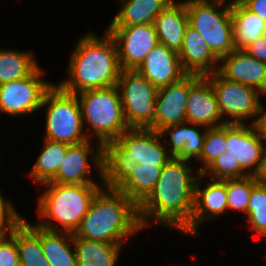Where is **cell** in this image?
Listing matches in <instances>:
<instances>
[{
    "instance_id": "cell-1",
    "label": "cell",
    "mask_w": 266,
    "mask_h": 266,
    "mask_svg": "<svg viewBox=\"0 0 266 266\" xmlns=\"http://www.w3.org/2000/svg\"><path fill=\"white\" fill-rule=\"evenodd\" d=\"M171 158L159 132L129 128L103 145V184L122 192L139 206Z\"/></svg>"
},
{
    "instance_id": "cell-2",
    "label": "cell",
    "mask_w": 266,
    "mask_h": 266,
    "mask_svg": "<svg viewBox=\"0 0 266 266\" xmlns=\"http://www.w3.org/2000/svg\"><path fill=\"white\" fill-rule=\"evenodd\" d=\"M190 164L189 160L172 157L162 168L154 189L138 206L143 230L155 223L181 232L191 222L195 185L201 173Z\"/></svg>"
},
{
    "instance_id": "cell-3",
    "label": "cell",
    "mask_w": 266,
    "mask_h": 266,
    "mask_svg": "<svg viewBox=\"0 0 266 266\" xmlns=\"http://www.w3.org/2000/svg\"><path fill=\"white\" fill-rule=\"evenodd\" d=\"M92 31L77 39L66 77L57 83L66 92L78 94L117 85L121 68L116 42L107 30L100 37Z\"/></svg>"
},
{
    "instance_id": "cell-4",
    "label": "cell",
    "mask_w": 266,
    "mask_h": 266,
    "mask_svg": "<svg viewBox=\"0 0 266 266\" xmlns=\"http://www.w3.org/2000/svg\"><path fill=\"white\" fill-rule=\"evenodd\" d=\"M141 231L138 206L117 189L104 186L93 198L74 235L87 240L125 244L128 238Z\"/></svg>"
},
{
    "instance_id": "cell-5",
    "label": "cell",
    "mask_w": 266,
    "mask_h": 266,
    "mask_svg": "<svg viewBox=\"0 0 266 266\" xmlns=\"http://www.w3.org/2000/svg\"><path fill=\"white\" fill-rule=\"evenodd\" d=\"M99 183L40 184L45 190L37 197L36 209L40 221L35 224L50 231L74 234L89 210L93 198L104 187L103 181Z\"/></svg>"
},
{
    "instance_id": "cell-6",
    "label": "cell",
    "mask_w": 266,
    "mask_h": 266,
    "mask_svg": "<svg viewBox=\"0 0 266 266\" xmlns=\"http://www.w3.org/2000/svg\"><path fill=\"white\" fill-rule=\"evenodd\" d=\"M76 96L81 108L84 129L89 139L95 138L104 145L108 141L116 140L129 129L117 86L87 90ZM88 128L91 129L90 132Z\"/></svg>"
},
{
    "instance_id": "cell-7",
    "label": "cell",
    "mask_w": 266,
    "mask_h": 266,
    "mask_svg": "<svg viewBox=\"0 0 266 266\" xmlns=\"http://www.w3.org/2000/svg\"><path fill=\"white\" fill-rule=\"evenodd\" d=\"M189 25L203 37L220 60L236 48L230 0H185Z\"/></svg>"
},
{
    "instance_id": "cell-8",
    "label": "cell",
    "mask_w": 266,
    "mask_h": 266,
    "mask_svg": "<svg viewBox=\"0 0 266 266\" xmlns=\"http://www.w3.org/2000/svg\"><path fill=\"white\" fill-rule=\"evenodd\" d=\"M42 108L46 109L45 139L69 145L89 140L76 94L66 92L54 83L44 96Z\"/></svg>"
},
{
    "instance_id": "cell-9",
    "label": "cell",
    "mask_w": 266,
    "mask_h": 266,
    "mask_svg": "<svg viewBox=\"0 0 266 266\" xmlns=\"http://www.w3.org/2000/svg\"><path fill=\"white\" fill-rule=\"evenodd\" d=\"M117 88L129 128L153 129L158 88L136 70L121 69Z\"/></svg>"
},
{
    "instance_id": "cell-10",
    "label": "cell",
    "mask_w": 266,
    "mask_h": 266,
    "mask_svg": "<svg viewBox=\"0 0 266 266\" xmlns=\"http://www.w3.org/2000/svg\"><path fill=\"white\" fill-rule=\"evenodd\" d=\"M206 77L210 80L215 92L224 123H254L261 96H263L261 93L252 87L224 78L218 71Z\"/></svg>"
},
{
    "instance_id": "cell-11",
    "label": "cell",
    "mask_w": 266,
    "mask_h": 266,
    "mask_svg": "<svg viewBox=\"0 0 266 266\" xmlns=\"http://www.w3.org/2000/svg\"><path fill=\"white\" fill-rule=\"evenodd\" d=\"M41 67L25 78L0 84V115L17 118L41 110L44 96L54 84L43 79L46 71Z\"/></svg>"
},
{
    "instance_id": "cell-12",
    "label": "cell",
    "mask_w": 266,
    "mask_h": 266,
    "mask_svg": "<svg viewBox=\"0 0 266 266\" xmlns=\"http://www.w3.org/2000/svg\"><path fill=\"white\" fill-rule=\"evenodd\" d=\"M94 141L95 147L92 139L70 145L57 173L48 182L68 185L99 184L91 177L93 167L99 175L98 179H101L99 181H103V145ZM90 162L94 165L93 167Z\"/></svg>"
},
{
    "instance_id": "cell-13",
    "label": "cell",
    "mask_w": 266,
    "mask_h": 266,
    "mask_svg": "<svg viewBox=\"0 0 266 266\" xmlns=\"http://www.w3.org/2000/svg\"><path fill=\"white\" fill-rule=\"evenodd\" d=\"M106 30L116 42L121 69L136 70L159 44L154 24L108 26Z\"/></svg>"
},
{
    "instance_id": "cell-14",
    "label": "cell",
    "mask_w": 266,
    "mask_h": 266,
    "mask_svg": "<svg viewBox=\"0 0 266 266\" xmlns=\"http://www.w3.org/2000/svg\"><path fill=\"white\" fill-rule=\"evenodd\" d=\"M205 176L199 175L195 185V204L191 217V222L181 231L185 236L191 238L201 236L199 227L205 222L217 220L228 210L226 184L222 180H213L205 182L204 188L201 183L205 181ZM203 223V224H202Z\"/></svg>"
},
{
    "instance_id": "cell-15",
    "label": "cell",
    "mask_w": 266,
    "mask_h": 266,
    "mask_svg": "<svg viewBox=\"0 0 266 266\" xmlns=\"http://www.w3.org/2000/svg\"><path fill=\"white\" fill-rule=\"evenodd\" d=\"M226 145V155L239 162L249 176L257 171L266 152V142L253 124H227Z\"/></svg>"
},
{
    "instance_id": "cell-16",
    "label": "cell",
    "mask_w": 266,
    "mask_h": 266,
    "mask_svg": "<svg viewBox=\"0 0 266 266\" xmlns=\"http://www.w3.org/2000/svg\"><path fill=\"white\" fill-rule=\"evenodd\" d=\"M200 77L186 74L179 81L158 89L154 131L159 132L164 127L186 122L189 89Z\"/></svg>"
},
{
    "instance_id": "cell-17",
    "label": "cell",
    "mask_w": 266,
    "mask_h": 266,
    "mask_svg": "<svg viewBox=\"0 0 266 266\" xmlns=\"http://www.w3.org/2000/svg\"><path fill=\"white\" fill-rule=\"evenodd\" d=\"M218 72L226 79L242 83L266 96V63L243 50L230 52L219 60Z\"/></svg>"
},
{
    "instance_id": "cell-18",
    "label": "cell",
    "mask_w": 266,
    "mask_h": 266,
    "mask_svg": "<svg viewBox=\"0 0 266 266\" xmlns=\"http://www.w3.org/2000/svg\"><path fill=\"white\" fill-rule=\"evenodd\" d=\"M186 122L205 128L225 124L210 80L201 76L189 89Z\"/></svg>"
},
{
    "instance_id": "cell-19",
    "label": "cell",
    "mask_w": 266,
    "mask_h": 266,
    "mask_svg": "<svg viewBox=\"0 0 266 266\" xmlns=\"http://www.w3.org/2000/svg\"><path fill=\"white\" fill-rule=\"evenodd\" d=\"M158 89L179 81L186 73L182 70L179 54L158 44L136 69Z\"/></svg>"
},
{
    "instance_id": "cell-20",
    "label": "cell",
    "mask_w": 266,
    "mask_h": 266,
    "mask_svg": "<svg viewBox=\"0 0 266 266\" xmlns=\"http://www.w3.org/2000/svg\"><path fill=\"white\" fill-rule=\"evenodd\" d=\"M178 54L182 70L186 74L206 76L218 71L219 59L198 31L189 24Z\"/></svg>"
},
{
    "instance_id": "cell-21",
    "label": "cell",
    "mask_w": 266,
    "mask_h": 266,
    "mask_svg": "<svg viewBox=\"0 0 266 266\" xmlns=\"http://www.w3.org/2000/svg\"><path fill=\"white\" fill-rule=\"evenodd\" d=\"M207 128L183 122L159 131L168 153L172 157L191 161L200 157ZM169 138V141L165 138Z\"/></svg>"
},
{
    "instance_id": "cell-22",
    "label": "cell",
    "mask_w": 266,
    "mask_h": 266,
    "mask_svg": "<svg viewBox=\"0 0 266 266\" xmlns=\"http://www.w3.org/2000/svg\"><path fill=\"white\" fill-rule=\"evenodd\" d=\"M188 24L185 0H173L154 21L158 42L179 53Z\"/></svg>"
},
{
    "instance_id": "cell-23",
    "label": "cell",
    "mask_w": 266,
    "mask_h": 266,
    "mask_svg": "<svg viewBox=\"0 0 266 266\" xmlns=\"http://www.w3.org/2000/svg\"><path fill=\"white\" fill-rule=\"evenodd\" d=\"M173 0H119L121 6L108 26L154 24Z\"/></svg>"
},
{
    "instance_id": "cell-24",
    "label": "cell",
    "mask_w": 266,
    "mask_h": 266,
    "mask_svg": "<svg viewBox=\"0 0 266 266\" xmlns=\"http://www.w3.org/2000/svg\"><path fill=\"white\" fill-rule=\"evenodd\" d=\"M233 42L237 50H243L266 33V22L249 11L239 0L231 6Z\"/></svg>"
},
{
    "instance_id": "cell-25",
    "label": "cell",
    "mask_w": 266,
    "mask_h": 266,
    "mask_svg": "<svg viewBox=\"0 0 266 266\" xmlns=\"http://www.w3.org/2000/svg\"><path fill=\"white\" fill-rule=\"evenodd\" d=\"M78 266H115L124 244H111L78 238L73 234Z\"/></svg>"
},
{
    "instance_id": "cell-26",
    "label": "cell",
    "mask_w": 266,
    "mask_h": 266,
    "mask_svg": "<svg viewBox=\"0 0 266 266\" xmlns=\"http://www.w3.org/2000/svg\"><path fill=\"white\" fill-rule=\"evenodd\" d=\"M40 242L50 266H78L73 234L50 231L40 227Z\"/></svg>"
},
{
    "instance_id": "cell-27",
    "label": "cell",
    "mask_w": 266,
    "mask_h": 266,
    "mask_svg": "<svg viewBox=\"0 0 266 266\" xmlns=\"http://www.w3.org/2000/svg\"><path fill=\"white\" fill-rule=\"evenodd\" d=\"M20 266H50L40 242V227L25 218L15 228Z\"/></svg>"
},
{
    "instance_id": "cell-28",
    "label": "cell",
    "mask_w": 266,
    "mask_h": 266,
    "mask_svg": "<svg viewBox=\"0 0 266 266\" xmlns=\"http://www.w3.org/2000/svg\"><path fill=\"white\" fill-rule=\"evenodd\" d=\"M43 147L30 169L29 176L31 180L36 181V184L48 182L58 171L59 165L67 148L70 146L67 143L55 142L43 139Z\"/></svg>"
},
{
    "instance_id": "cell-29",
    "label": "cell",
    "mask_w": 266,
    "mask_h": 266,
    "mask_svg": "<svg viewBox=\"0 0 266 266\" xmlns=\"http://www.w3.org/2000/svg\"><path fill=\"white\" fill-rule=\"evenodd\" d=\"M38 66L33 51L0 48V84L25 78Z\"/></svg>"
},
{
    "instance_id": "cell-30",
    "label": "cell",
    "mask_w": 266,
    "mask_h": 266,
    "mask_svg": "<svg viewBox=\"0 0 266 266\" xmlns=\"http://www.w3.org/2000/svg\"><path fill=\"white\" fill-rule=\"evenodd\" d=\"M227 124L217 127L207 128L203 141V147L197 162L200 164L197 168L203 173L220 154L227 150ZM202 165V166H201Z\"/></svg>"
},
{
    "instance_id": "cell-31",
    "label": "cell",
    "mask_w": 266,
    "mask_h": 266,
    "mask_svg": "<svg viewBox=\"0 0 266 266\" xmlns=\"http://www.w3.org/2000/svg\"><path fill=\"white\" fill-rule=\"evenodd\" d=\"M246 223L250 226L248 232H255L256 237L266 235V187L256 184L251 191Z\"/></svg>"
},
{
    "instance_id": "cell-32",
    "label": "cell",
    "mask_w": 266,
    "mask_h": 266,
    "mask_svg": "<svg viewBox=\"0 0 266 266\" xmlns=\"http://www.w3.org/2000/svg\"><path fill=\"white\" fill-rule=\"evenodd\" d=\"M222 181L226 184L228 210L244 212L247 215L251 191L256 185L253 176Z\"/></svg>"
},
{
    "instance_id": "cell-33",
    "label": "cell",
    "mask_w": 266,
    "mask_h": 266,
    "mask_svg": "<svg viewBox=\"0 0 266 266\" xmlns=\"http://www.w3.org/2000/svg\"><path fill=\"white\" fill-rule=\"evenodd\" d=\"M203 176L213 180L240 179L249 176L241 167L239 162L227 156L226 153L220 154L217 159L203 172Z\"/></svg>"
},
{
    "instance_id": "cell-34",
    "label": "cell",
    "mask_w": 266,
    "mask_h": 266,
    "mask_svg": "<svg viewBox=\"0 0 266 266\" xmlns=\"http://www.w3.org/2000/svg\"><path fill=\"white\" fill-rule=\"evenodd\" d=\"M23 219L13 202L10 199L6 200L0 189V235L10 234Z\"/></svg>"
},
{
    "instance_id": "cell-35",
    "label": "cell",
    "mask_w": 266,
    "mask_h": 266,
    "mask_svg": "<svg viewBox=\"0 0 266 266\" xmlns=\"http://www.w3.org/2000/svg\"><path fill=\"white\" fill-rule=\"evenodd\" d=\"M0 266H20L15 229L10 234L0 235Z\"/></svg>"
},
{
    "instance_id": "cell-36",
    "label": "cell",
    "mask_w": 266,
    "mask_h": 266,
    "mask_svg": "<svg viewBox=\"0 0 266 266\" xmlns=\"http://www.w3.org/2000/svg\"><path fill=\"white\" fill-rule=\"evenodd\" d=\"M243 51L253 58L266 63V33L246 46Z\"/></svg>"
},
{
    "instance_id": "cell-37",
    "label": "cell",
    "mask_w": 266,
    "mask_h": 266,
    "mask_svg": "<svg viewBox=\"0 0 266 266\" xmlns=\"http://www.w3.org/2000/svg\"><path fill=\"white\" fill-rule=\"evenodd\" d=\"M253 126L258 135L266 142V108L261 100Z\"/></svg>"
},
{
    "instance_id": "cell-38",
    "label": "cell",
    "mask_w": 266,
    "mask_h": 266,
    "mask_svg": "<svg viewBox=\"0 0 266 266\" xmlns=\"http://www.w3.org/2000/svg\"><path fill=\"white\" fill-rule=\"evenodd\" d=\"M249 11L266 22V0H239Z\"/></svg>"
},
{
    "instance_id": "cell-39",
    "label": "cell",
    "mask_w": 266,
    "mask_h": 266,
    "mask_svg": "<svg viewBox=\"0 0 266 266\" xmlns=\"http://www.w3.org/2000/svg\"><path fill=\"white\" fill-rule=\"evenodd\" d=\"M256 184L266 187V152L263 155L257 171L252 175Z\"/></svg>"
},
{
    "instance_id": "cell-40",
    "label": "cell",
    "mask_w": 266,
    "mask_h": 266,
    "mask_svg": "<svg viewBox=\"0 0 266 266\" xmlns=\"http://www.w3.org/2000/svg\"><path fill=\"white\" fill-rule=\"evenodd\" d=\"M170 266H186V265H176V264H174V265H170ZM187 266H189V265H187Z\"/></svg>"
}]
</instances>
